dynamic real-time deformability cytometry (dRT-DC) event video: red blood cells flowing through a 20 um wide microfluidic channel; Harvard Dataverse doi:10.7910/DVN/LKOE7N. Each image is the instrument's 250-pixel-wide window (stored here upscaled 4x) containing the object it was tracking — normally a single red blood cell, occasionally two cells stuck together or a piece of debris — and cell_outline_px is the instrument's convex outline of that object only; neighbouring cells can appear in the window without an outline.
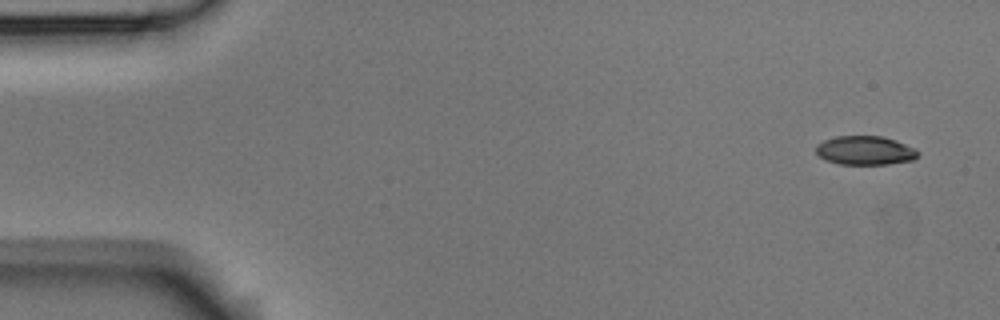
{"species": "Egyptian fruit bat (a non-hibernating species)", "species_latin": "Rousettus aegyptiacus", "temperature_condition": "room temperature", "stored_images_in_passage": 4, "camera_frame_rate_fps": 3000, "um_per_image_px": 0.085, "animal": {"sex": "male"}, "frame": {"image": 1, "passage_image": 1, "time_ms": 0.0, "image_size_px": [1000, 320], "cell_outline_px": [[920, 152], [912, 160], [888, 164], [840, 164], [824, 160], [816, 152], [816, 144], [824, 140], [836, 136], [884, 136], [896, 140], [916, 148]], "centroid_in_image_um": [73.53, 12.78], "position_along_channel_um": 11.5, "area_um2": 17.28}}
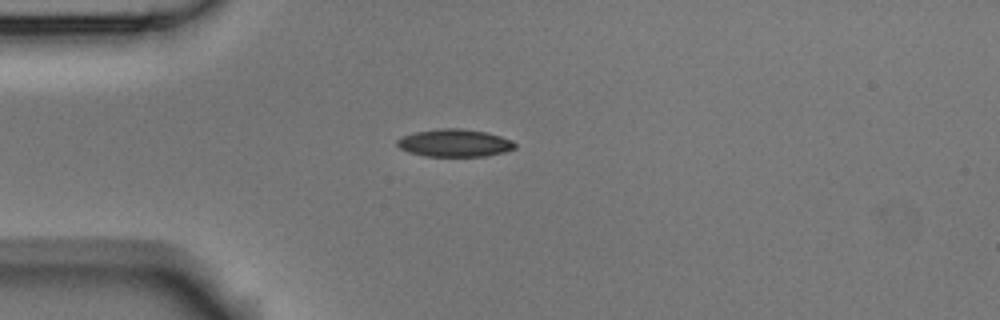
{"frame": {"image": 2, "passage_image": 4, "time_ms": 1.0, "image_size_px": [1000, 320], "cell_outline_px": [[516, 148], [504, 152], [484, 156], [424, 156], [408, 152], [400, 148], [396, 144], [396, 140], [400, 136], [416, 132], [440, 128], [460, 128], [488, 132], [512, 140], [516, 144]], "centroid_in_image_um": [38.63, 12.15], "position_along_channel_um": 46.4, "area_um2": 19.07}}